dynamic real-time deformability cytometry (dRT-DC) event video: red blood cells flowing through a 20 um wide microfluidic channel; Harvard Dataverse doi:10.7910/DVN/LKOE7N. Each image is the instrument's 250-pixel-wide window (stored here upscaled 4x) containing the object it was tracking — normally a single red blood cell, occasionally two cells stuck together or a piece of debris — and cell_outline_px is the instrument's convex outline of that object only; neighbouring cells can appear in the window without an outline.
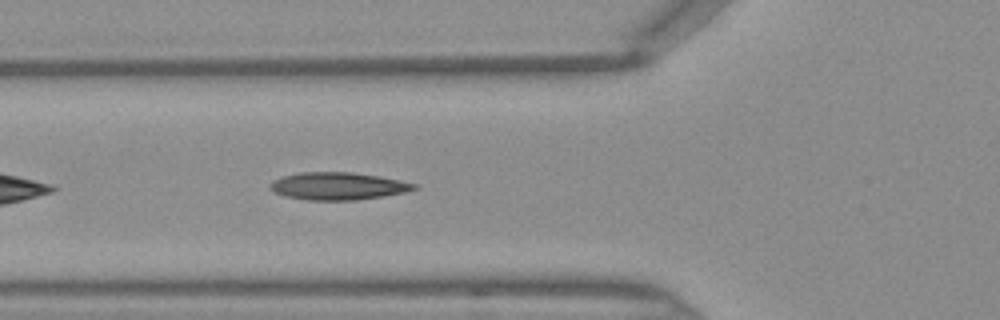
{"species": "Egyptian fruit bat (a non-hibernating species)", "species_latin": "Rousettus aegyptiacus", "temperature_condition": "warm", "stored_images_in_passage": 32, "camera_frame_rate_fps": 3000, "um_per_image_px": 0.085, "frame": {"image": 1, "passage_image": 5, "time_ms": 1.333, "image_size_px": [1000, 320], "cell_outline_px": [[420, 188], [404, 192], [384, 196], [356, 200], [308, 200], [288, 196], [276, 192], [272, 188], [272, 184], [276, 180], [284, 176], [300, 172], [352, 172], [380, 176], [420, 184]], "centroid_in_image_um": [28.86, 15.81], "position_along_channel_um": 96.9, "area_um2": 22.83}}
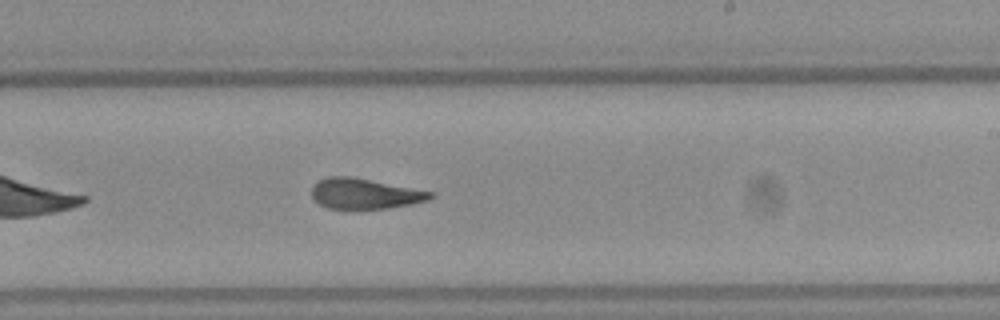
{"frame": {"image": 2, "passage_image": 16, "time_ms": 5.0, "image_size_px": [1000, 320], "cell_outline_px": [[436, 196], [428, 200], [412, 204], [388, 208], [328, 208], [320, 204], [312, 196], [312, 188], [320, 180], [328, 176], [348, 176], [432, 192]], "centroid_in_image_um": [31.01, 16.47], "position_along_channel_um": 258.0, "area_um2": 20.52}}
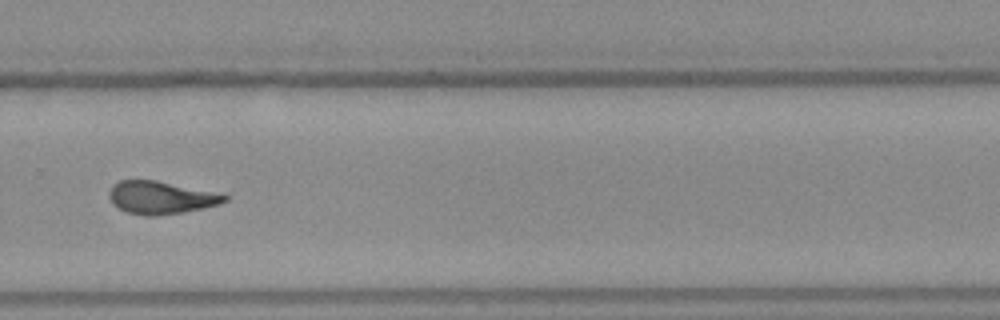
{"frame": {"image": 3, "passage_image": 20, "time_ms": 6.333, "image_size_px": [1000, 320], "cell_outline_px": [[228, 200], [220, 204], [204, 208], [184, 212], [156, 216], [144, 216], [128, 212], [112, 204], [108, 196], [108, 192], [112, 184], [120, 180], [156, 180], [228, 196]], "centroid_in_image_um": [13.61, 16.8], "position_along_channel_um": 316.2, "area_um2": 21.85}}